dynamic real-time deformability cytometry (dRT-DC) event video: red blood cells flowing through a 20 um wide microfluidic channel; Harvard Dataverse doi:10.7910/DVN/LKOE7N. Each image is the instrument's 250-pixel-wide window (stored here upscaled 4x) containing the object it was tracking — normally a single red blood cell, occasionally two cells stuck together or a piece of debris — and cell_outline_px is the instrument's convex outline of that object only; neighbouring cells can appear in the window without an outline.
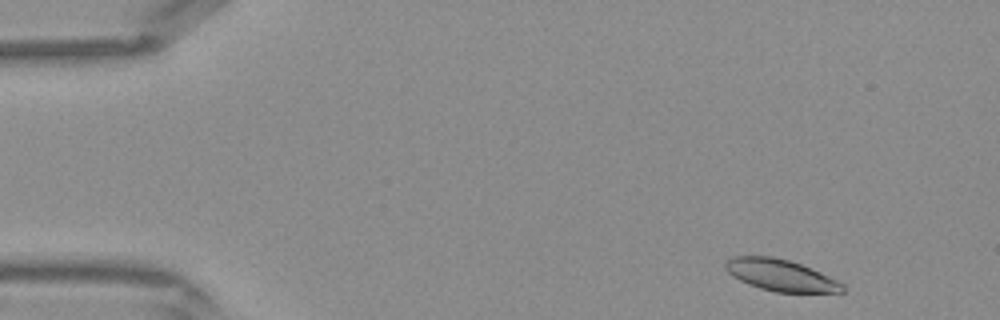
{"species": "Egyptian fruit bat (a non-hibernating species)", "species_latin": "Rousettus aegyptiacus", "temperature_condition": "warm", "stored_images_in_passage": 40, "camera_frame_rate_fps": 3000, "um_per_image_px": 0.085, "frame": {"image": 1, "passage_image": 2, "time_ms": 0.333, "image_size_px": [1000, 320], "cell_outline_px": [[844, 292], [776, 292], [760, 288], [748, 284], [732, 276], [724, 268], [724, 264], [728, 256], [772, 256], [788, 260], [800, 264], [820, 272], [844, 284]], "centroid_in_image_um": [66.3, 23.38], "position_along_channel_um": 18.7, "area_um2": 21.5}}
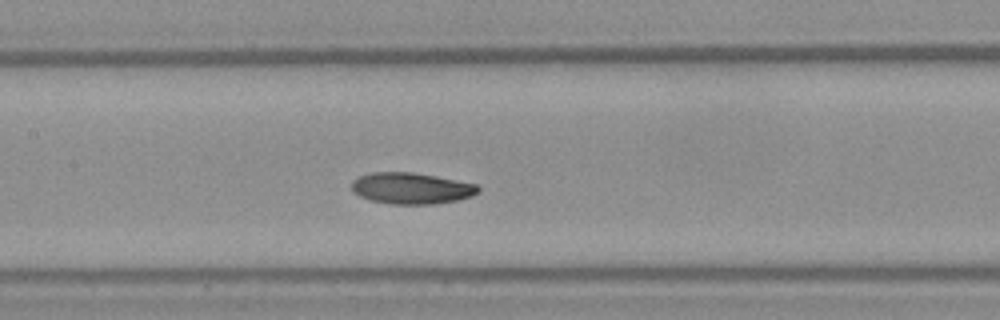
{"frame": {"image": 2, "passage_image": 18, "time_ms": 5.667, "image_size_px": [1000, 320], "cell_outline_px": [[480, 192], [472, 196], [456, 200], [432, 204], [388, 204], [368, 200], [352, 192], [352, 180], [360, 176], [372, 172], [412, 172], [436, 176], [476, 184], [480, 188]], "centroid_in_image_um": [34.94, 16.01], "position_along_channel_um": 172.5, "area_um2": 23.18}}
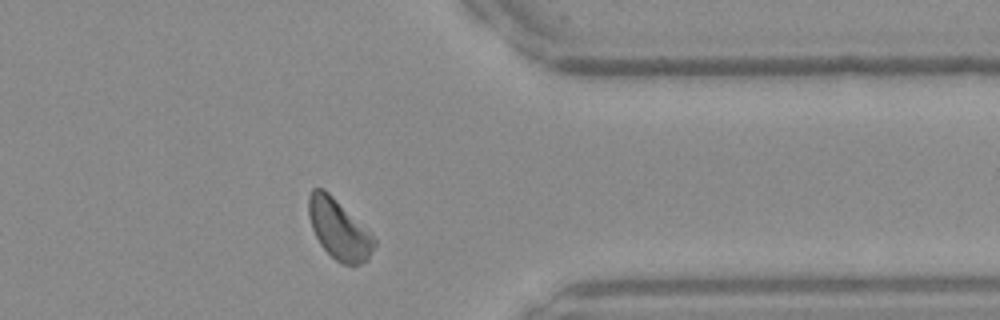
{"frame": {"image": 3, "passage_image": 32, "time_ms": 10.333, "image_size_px": [1000, 320], "cell_outline_px": [[376, 244], [368, 260], [360, 264], [340, 264], [320, 244], [312, 228], [308, 216], [308, 196], [312, 188], [324, 188], [376, 240]], "centroid_in_image_um": [28.77, 19.5], "position_along_channel_um": 382.6, "area_um2": 22.37}}